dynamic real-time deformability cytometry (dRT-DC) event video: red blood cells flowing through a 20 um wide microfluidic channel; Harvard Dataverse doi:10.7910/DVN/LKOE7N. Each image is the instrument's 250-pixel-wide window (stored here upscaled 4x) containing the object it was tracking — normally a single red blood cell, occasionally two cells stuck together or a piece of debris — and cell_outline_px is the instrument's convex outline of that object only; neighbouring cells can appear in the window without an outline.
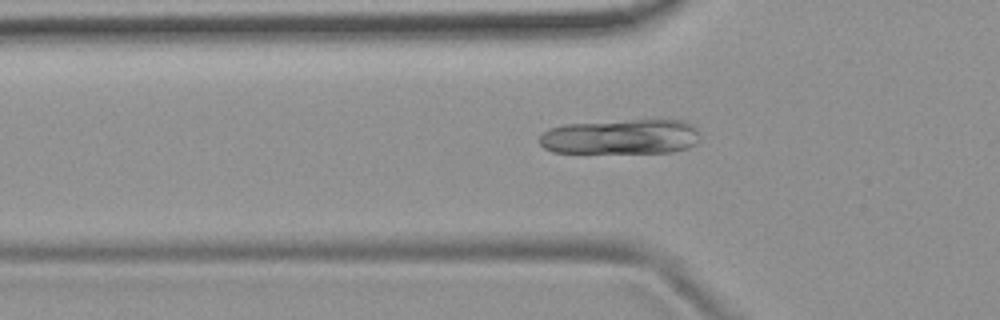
{"species": "common noctule bat (a hibernating species)", "species_latin": "Nyctalus noctula", "temperature_condition": "room temperature", "stored_images_in_passage": 41, "camera_frame_rate_fps": 3000, "um_per_image_px": 0.085, "animal": {"sex": "female", "body_mass_g": 19.9}, "frame": {"image": 1, "passage_image": 7, "time_ms": 2.0, "image_size_px": [1000, 320], "cell_outline_px": [[700, 140], [696, 144], [688, 148], [672, 152], [552, 152], [544, 148], [540, 144], [540, 136], [548, 128], [564, 124], [632, 120], [684, 120], [692, 124], [696, 128], [700, 136]], "centroid_in_image_um": [52.81, 11.62], "position_along_channel_um": 73.0, "area_um2": 32.83}}
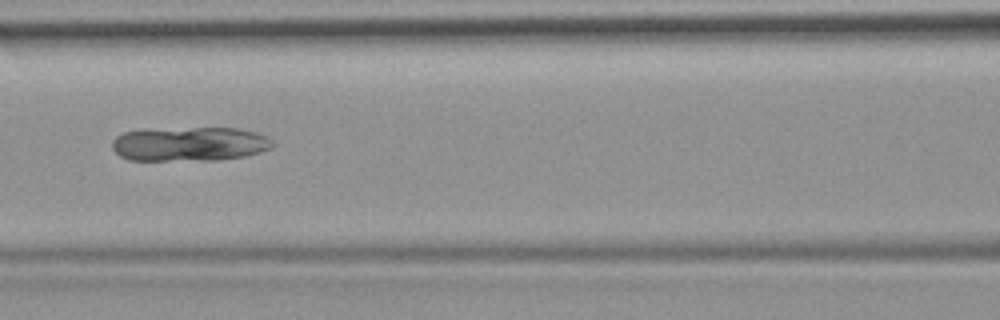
{"frame": {"image": 2, "passage_image": 13, "time_ms": 4.0, "image_size_px": [1000, 320], "cell_outline_px": [[276, 144], [272, 148], [260, 152], [244, 156], [216, 160], [128, 160], [120, 156], [112, 148], [112, 140], [116, 136], [124, 132], [140, 128], [236, 128], [256, 132], [268, 136]], "centroid_in_image_um": [16.1, 12.22], "position_along_channel_um": 150.5, "area_um2": 32.6}}
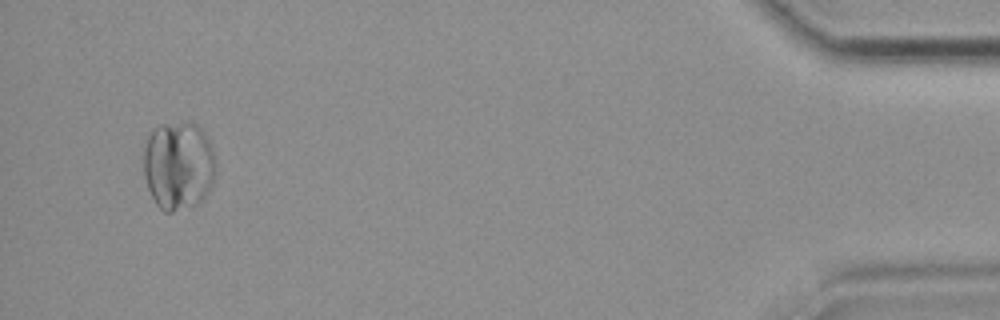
{"frame": {"image": 3, "passage_image": 40, "time_ms": 13.0, "image_size_px": [1000, 320], "cell_outline_px": [[216, 168], [212, 184], [208, 192], [200, 204], [172, 212], [164, 212], [156, 204], [148, 188], [144, 176], [144, 148], [148, 136], [152, 128], [160, 124], [188, 120], [200, 124], [208, 136], [216, 160]], "centroid_in_image_um": [15.19, 14.02], "position_along_channel_um": 420.0, "area_um2": 38.38}}